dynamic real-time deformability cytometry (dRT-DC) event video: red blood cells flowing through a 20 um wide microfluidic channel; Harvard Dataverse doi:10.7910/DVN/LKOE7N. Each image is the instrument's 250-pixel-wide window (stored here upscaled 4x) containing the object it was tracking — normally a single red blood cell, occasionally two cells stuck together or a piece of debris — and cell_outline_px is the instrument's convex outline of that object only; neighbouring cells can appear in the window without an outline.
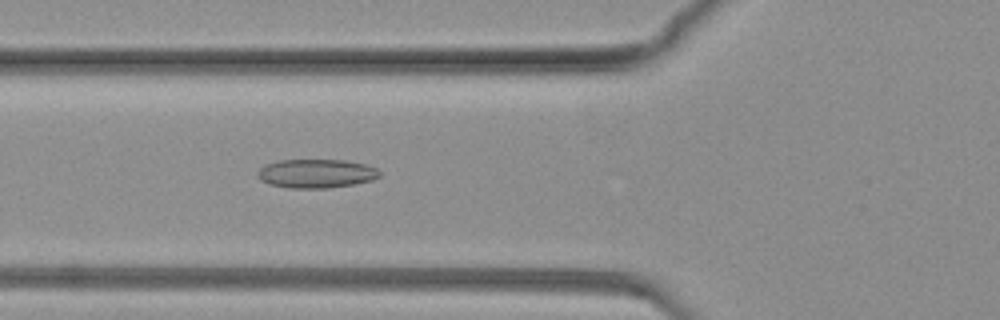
{"species": "common noctule bat (a hibernating species)", "species_latin": "Nyctalus noctula", "temperature_condition": "warm", "stored_images_in_passage": 77, "camera_frame_rate_fps": 3000, "um_per_image_px": 0.085, "animal": {"sex": "female", "body_mass_g": 19.3, "forearm_length_mm": 54.1}, "frame": {"image": 1, "passage_image": 26, "time_ms": 8.333, "image_size_px": [1000, 320], "cell_outline_px": [[380, 176], [372, 180], [352, 184], [328, 188], [288, 188], [268, 184], [260, 180], [256, 172], [264, 164], [280, 160], [344, 160], [364, 164], [376, 168], [380, 172]], "centroid_in_image_um": [26.83, 14.75], "position_along_channel_um": 99.0, "area_um2": 20.52}}
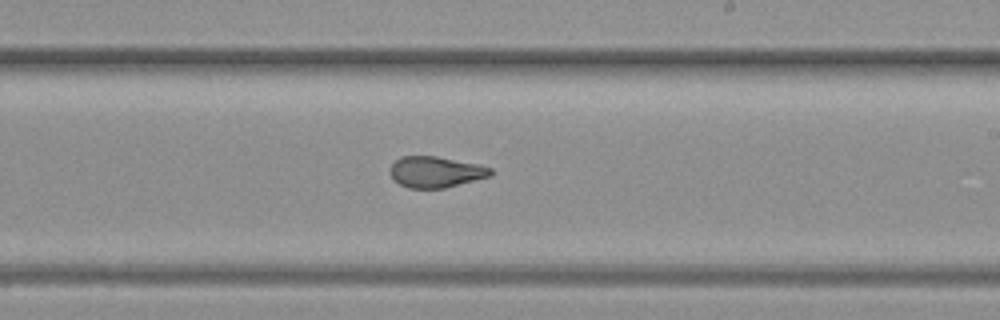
{"frame": {"image": 2, "passage_image": 44, "time_ms": 14.333, "image_size_px": [1000, 320], "cell_outline_px": [[492, 176], [444, 188], [408, 188], [400, 184], [388, 172], [392, 164], [400, 156], [436, 156], [476, 164], [492, 168]], "centroid_in_image_um": [37.03, 14.61], "position_along_channel_um": 252.0, "area_um2": 18.09}}
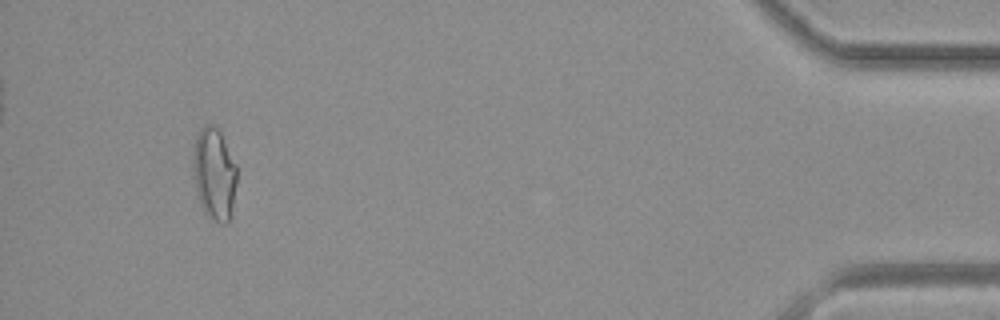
{"frame": {"image": 3, "passage_image": 72, "time_ms": 23.667, "image_size_px": [1000, 320], "cell_outline_px": [[236, 184], [232, 216], [228, 224], [220, 224], [208, 216], [204, 212], [200, 204], [196, 188], [192, 168], [192, 160], [196, 136], [200, 128], [208, 124], [212, 124], [220, 132], [236, 164]], "centroid_in_image_um": [18.22, 14.82], "position_along_channel_um": 417.0, "area_um2": 23.7}}